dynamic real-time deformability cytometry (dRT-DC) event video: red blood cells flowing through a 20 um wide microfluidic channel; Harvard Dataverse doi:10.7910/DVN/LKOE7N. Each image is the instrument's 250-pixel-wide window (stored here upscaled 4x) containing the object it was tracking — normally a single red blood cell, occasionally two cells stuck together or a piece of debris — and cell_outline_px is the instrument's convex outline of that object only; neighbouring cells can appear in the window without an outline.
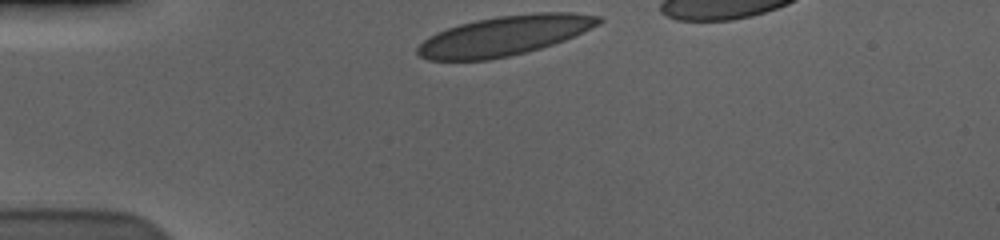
{"species": "human", "species_latin": "Homo sapiens", "temperature_condition": "cold", "stored_images_in_passage": 33, "camera_frame_rate_fps": 3000, "um_per_image_px": 0.085, "donor": {"sex": "male"}, "frame": {"image": 1, "passage_image": 1, "time_ms": 0.0, "image_size_px": [1000, 240], "cell_outline_px": [[604, 20], [600, 24], [564, 40], [540, 48], [508, 56], [488, 60], [428, 60], [420, 56], [416, 52], [416, 48], [428, 36], [436, 32], [460, 24], [476, 20], [496, 16], [536, 12], [572, 12], [600, 16]], "centroid_in_image_um": [42.88, 3.02], "position_along_channel_um": 42.1, "area_um2": 41.79}}
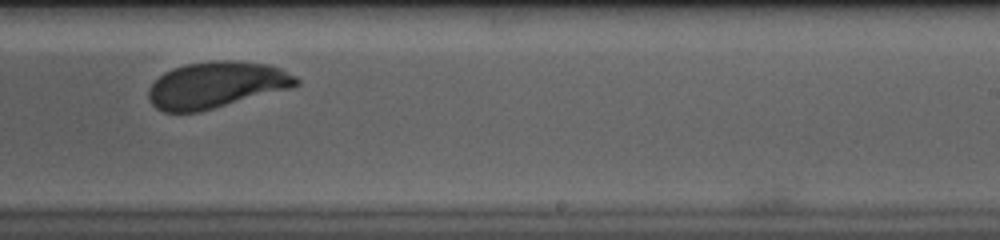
{"frame": {"image": 2, "passage_image": 23, "time_ms": 7.333, "image_size_px": [1000, 240], "cell_outline_px": [[300, 84], [292, 88], [200, 112], [164, 112], [156, 108], [152, 104], [148, 96], [148, 88], [164, 72], [172, 68], [188, 64], [212, 60], [228, 60], [268, 64], [280, 68], [296, 76], [300, 80]], "centroid_in_image_um": [18.4, 7.22], "position_along_channel_um": 270.6, "area_um2": 40.06}}
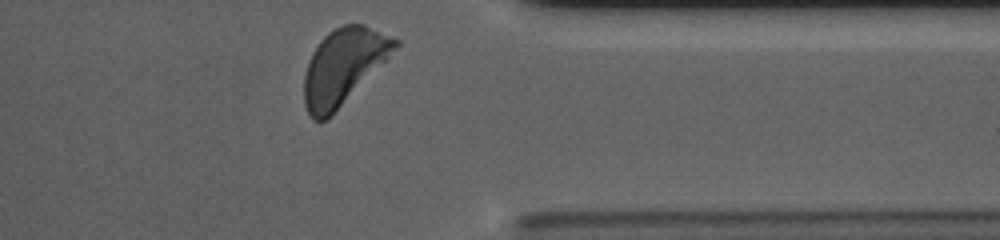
{"frame": {"image": 3, "passage_image": 33, "time_ms": 10.667, "image_size_px": [1000, 240], "cell_outline_px": [[400, 44], [324, 120], [312, 120], [304, 104], [304, 76], [312, 52], [320, 40], [328, 32], [344, 24], [364, 24], [400, 40]], "centroid_in_image_um": [29.15, 5.58], "position_along_channel_um": 382.3, "area_um2": 38.44}, "authors_computed_cell_mechanics": {"area_um2": 40.749, "velocity_mm_per_s": 3.5619, "shape_relaxation_time_tau1_ms": 4.7164, "shape_relaxation_time_tau2_ms": null, "deformation_change_tau1": 0.1841, "deformation_change_tau2": null}}